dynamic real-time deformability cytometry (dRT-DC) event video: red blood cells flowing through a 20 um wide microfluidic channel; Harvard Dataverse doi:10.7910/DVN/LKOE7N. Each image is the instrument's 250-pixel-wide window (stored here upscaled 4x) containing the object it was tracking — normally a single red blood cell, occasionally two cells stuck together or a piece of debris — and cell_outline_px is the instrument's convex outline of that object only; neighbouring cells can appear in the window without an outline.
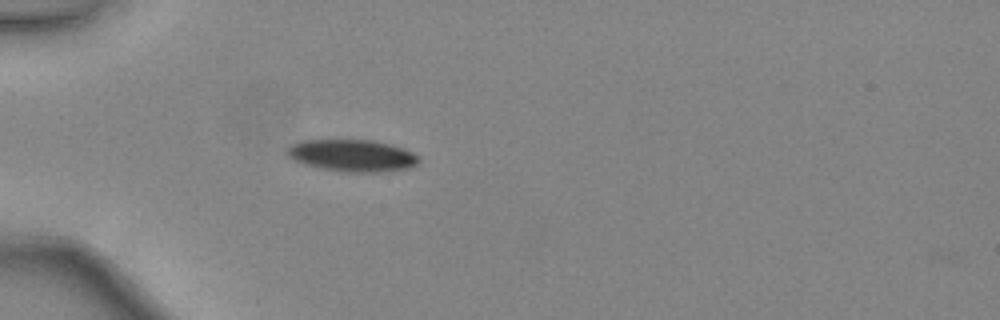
{"species": "common noctule bat (a hibernating species)", "species_latin": "Nyctalus noctula", "temperature_condition": "warm", "stored_images_in_passage": 6, "camera_frame_rate_fps": 3000, "um_per_image_px": 0.085, "animal": {"sex": "female", "body_mass_g": 24.6, "forearm_length_mm": 56.2}, "frame": {"image": 1, "passage_image": 1, "time_ms": 0.0, "image_size_px": [1000, 320], "cell_outline_px": [[420, 160], [412, 168], [376, 172], [348, 172], [320, 168], [304, 164], [288, 156], [288, 148], [292, 144], [304, 140], [372, 140], [392, 144], [404, 148], [420, 156]], "centroid_in_image_um": [30.01, 13.22], "position_along_channel_um": 55.0, "area_um2": 24.51}}
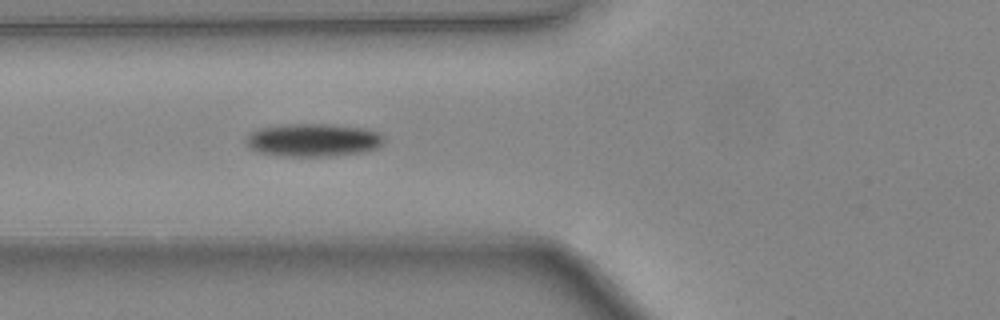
{"frame": {"image": 2, "passage_image": 5, "time_ms": 1.333, "image_size_px": [1000, 320], "cell_outline_px": [[384, 144], [380, 148], [364, 152], [332, 156], [284, 156], [256, 152], [244, 140], [252, 132], [260, 128], [276, 124], [332, 124], [364, 128], [380, 132], [384, 136]], "centroid_in_image_um": [26.68, 11.9], "position_along_channel_um": 99.1, "area_um2": 26.93}}